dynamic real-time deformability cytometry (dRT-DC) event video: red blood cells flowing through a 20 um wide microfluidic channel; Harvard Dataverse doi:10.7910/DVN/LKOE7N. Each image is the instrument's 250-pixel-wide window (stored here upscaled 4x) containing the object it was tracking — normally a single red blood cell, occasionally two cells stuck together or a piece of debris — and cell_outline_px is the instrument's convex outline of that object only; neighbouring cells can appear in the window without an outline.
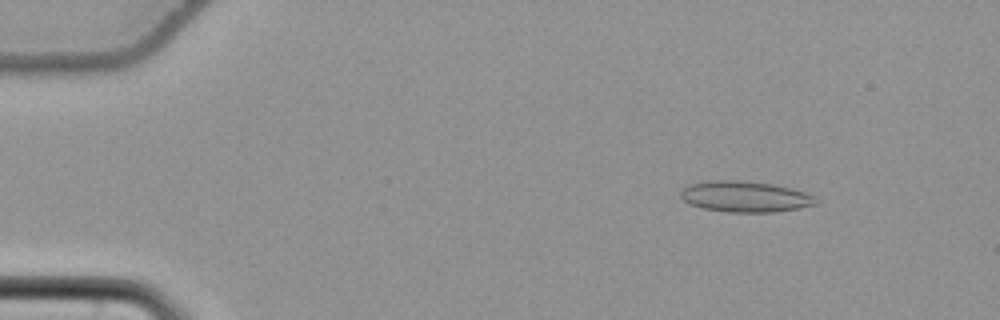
{"species": "common noctule bat (a hibernating species)", "species_latin": "Nyctalus noctula", "temperature_condition": "cold", "stored_images_in_passage": 56, "camera_frame_rate_fps": 3000, "um_per_image_px": 0.085, "animal": {"sex": "female", "body_mass_g": 22.7, "forearm_length_mm": 54.2}, "frame": {"image": 1, "passage_image": 8, "time_ms": 2.333, "image_size_px": [1000, 320], "cell_outline_px": [[820, 200], [816, 204], [796, 208], [772, 212], [728, 212], [704, 208], [692, 204], [684, 200], [680, 196], [680, 192], [688, 184], [708, 180], [740, 180], [772, 184], [792, 188], [804, 192]], "centroid_in_image_um": [63.32, 16.7], "position_along_channel_um": 21.7, "area_um2": 24.22}}
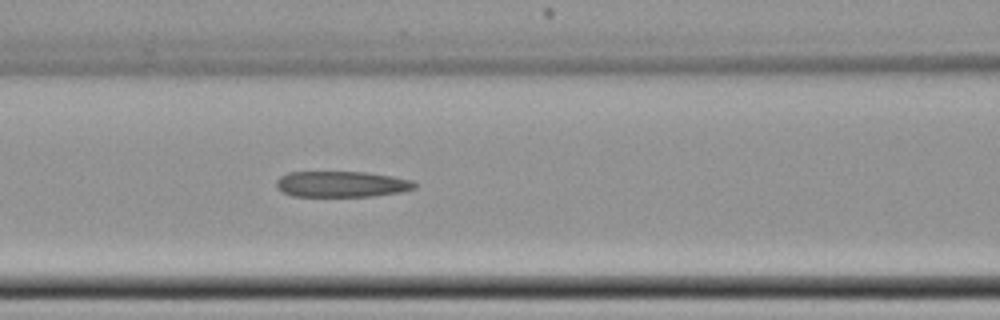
{"frame": {"image": 2, "passage_image": 25, "time_ms": 8.0, "image_size_px": [1000, 320], "cell_outline_px": [[416, 188], [400, 192], [372, 196], [292, 196], [276, 188], [276, 180], [280, 176], [288, 172], [368, 172], [392, 176], [412, 180], [416, 184]], "centroid_in_image_um": [29.02, 15.65], "position_along_channel_um": 137.6, "area_um2": 20.92}}
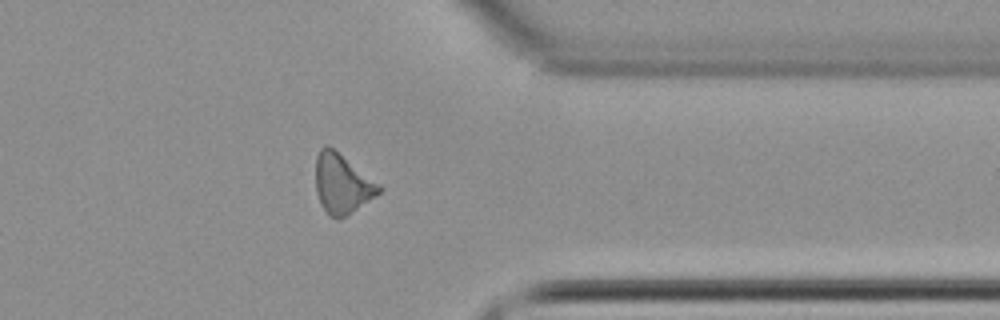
{"frame": {"image": 3, "passage_image": 45, "time_ms": 14.667, "image_size_px": [1000, 320], "cell_outline_px": [[384, 188], [376, 196], [340, 220], [336, 220], [328, 216], [320, 204], [316, 192], [316, 156], [320, 148], [324, 144], [328, 144], [380, 184]], "centroid_in_image_um": [29.07, 15.64], "position_along_channel_um": 382.3, "area_um2": 22.25}}